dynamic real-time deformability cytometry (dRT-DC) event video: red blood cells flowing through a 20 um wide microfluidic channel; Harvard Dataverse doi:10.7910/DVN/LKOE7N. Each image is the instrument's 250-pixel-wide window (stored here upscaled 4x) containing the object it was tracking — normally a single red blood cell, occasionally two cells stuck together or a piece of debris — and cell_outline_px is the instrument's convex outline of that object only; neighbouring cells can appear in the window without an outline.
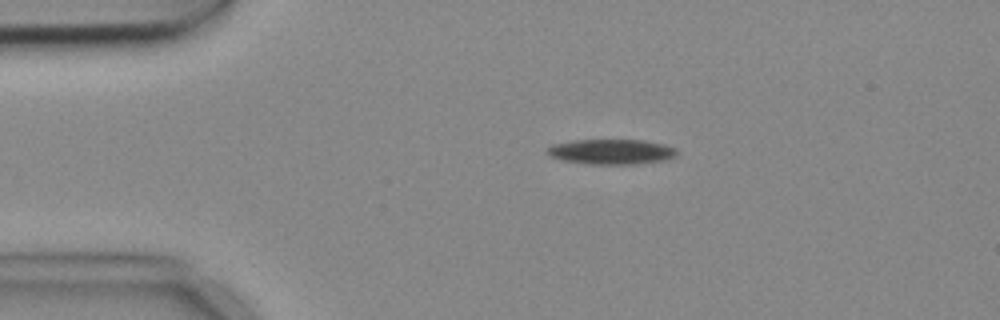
{"species": "common noctule bat (a hibernating species)", "species_latin": "Nyctalus noctula", "temperature_condition": "cold", "stored_images_in_passage": 3, "camera_frame_rate_fps": 3000, "um_per_image_px": 0.085, "animal": {"sex": "female", "body_mass_g": 18.4}, "frame": {"image": 1, "passage_image": 1, "time_ms": 0.0, "image_size_px": [1000, 320], "cell_outline_px": [[676, 156], [664, 160], [632, 164], [592, 164], [564, 160], [552, 156], [548, 152], [548, 148], [552, 144], [576, 140], [644, 140], [664, 144], [676, 148]], "centroid_in_image_um": [52.01, 12.89], "position_along_channel_um": 33.0, "area_um2": 18.67}}